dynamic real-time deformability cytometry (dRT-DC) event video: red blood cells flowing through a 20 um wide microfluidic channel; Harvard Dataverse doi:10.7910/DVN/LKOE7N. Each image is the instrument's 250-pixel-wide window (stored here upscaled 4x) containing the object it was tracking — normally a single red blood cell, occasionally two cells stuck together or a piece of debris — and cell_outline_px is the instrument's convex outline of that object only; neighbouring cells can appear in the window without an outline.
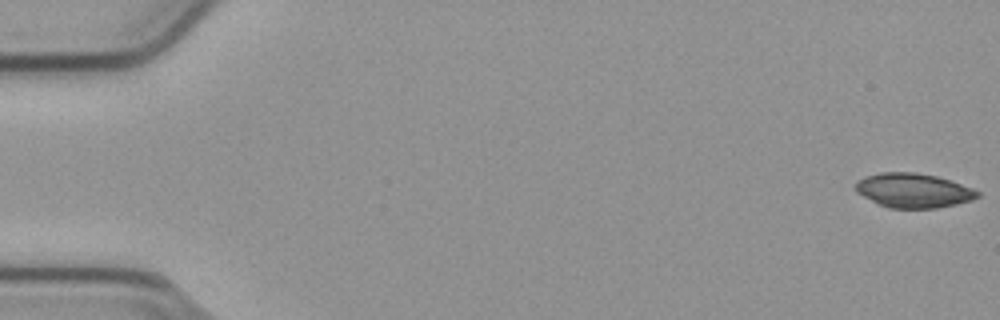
{"species": "common noctule bat (a hibernating species)", "species_latin": "Nyctalus noctula", "temperature_condition": "cold", "stored_images_in_passage": 54, "camera_frame_rate_fps": 3000, "um_per_image_px": 0.085, "animal": {"sex": "male", "body_mass_g": 23.1, "forearm_length_mm": 52.7}, "frame": {"image": 1, "passage_image": 1, "time_ms": 0.0, "image_size_px": [1000, 320], "cell_outline_px": [[980, 196], [972, 200], [956, 204], [936, 208], [888, 208], [876, 204], [856, 192], [856, 180], [864, 176], [880, 172], [912, 172], [936, 176], [972, 188], [980, 192]], "centroid_in_image_um": [77.59, 16.19], "position_along_channel_um": 7.4, "area_um2": 24.51}}
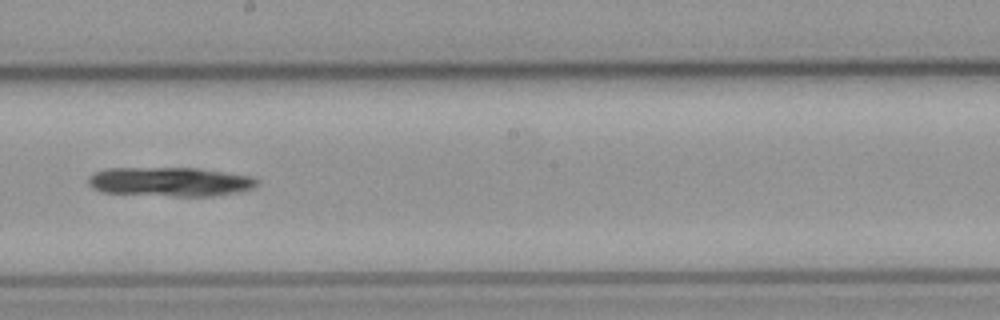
{"frame": {"image": 2, "passage_image": 31, "time_ms": 10.0, "image_size_px": [1000, 320], "cell_outline_px": [[260, 180], [252, 188], [240, 192], [216, 196], [176, 196], [104, 192], [92, 188], [88, 184], [88, 176], [92, 172], [104, 168], [196, 168], [252, 176]], "centroid_in_image_um": [14.44, 15.44], "position_along_channel_um": 233.8, "area_um2": 28.84}}
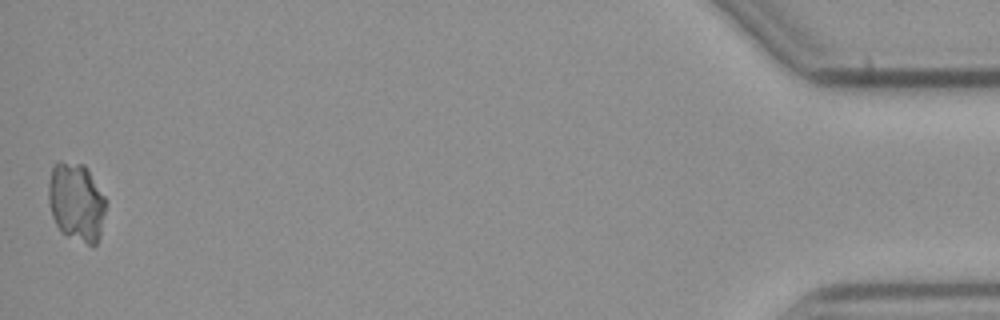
{"frame": {"image": 3, "passage_image": 54, "time_ms": 17.667, "image_size_px": [1000, 320], "cell_outline_px": [[104, 212], [100, 236], [96, 244], [92, 248], [60, 232], [52, 216], [48, 200], [48, 184], [52, 168], [60, 160], [84, 164], [104, 196]], "centroid_in_image_um": [6.46, 17.2], "position_along_channel_um": 428.7, "area_um2": 26.3}}